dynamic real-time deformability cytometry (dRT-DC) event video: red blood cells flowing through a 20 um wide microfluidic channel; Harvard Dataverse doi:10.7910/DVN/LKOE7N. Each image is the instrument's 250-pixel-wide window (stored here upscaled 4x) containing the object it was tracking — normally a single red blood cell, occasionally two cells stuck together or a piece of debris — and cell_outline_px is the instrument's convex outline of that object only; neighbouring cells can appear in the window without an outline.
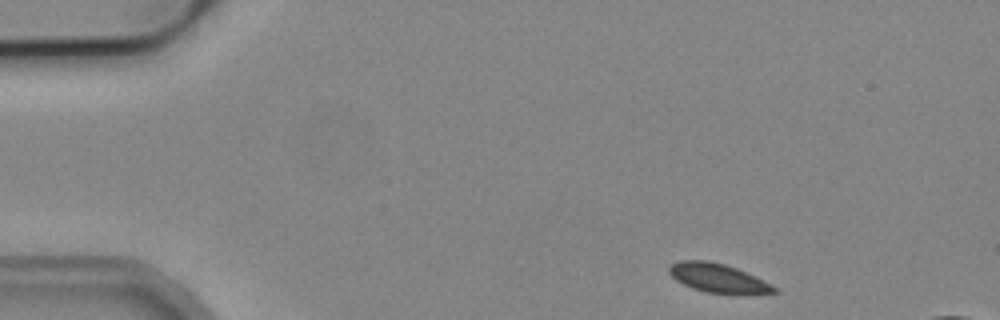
{"species": "common noctule bat (a hibernating species)", "species_latin": "Nyctalus noctula", "temperature_condition": "cold", "stored_images_in_passage": 4, "camera_frame_rate_fps": 3000, "um_per_image_px": 0.085, "animal": {"sex": "male", "body_mass_g": 19.2, "forearm_length_mm": 51.8}, "frame": {"image": 1, "passage_image": 1, "time_ms": 0.0, "image_size_px": [1000, 320], "cell_outline_px": [[780, 292], [744, 296], [704, 292], [692, 288], [676, 280], [668, 272], [668, 268], [672, 264], [680, 260], [708, 260], [724, 264], [736, 268], [772, 284], [780, 288]], "centroid_in_image_um": [61.12, 23.68], "position_along_channel_um": 23.9, "area_um2": 18.26}}